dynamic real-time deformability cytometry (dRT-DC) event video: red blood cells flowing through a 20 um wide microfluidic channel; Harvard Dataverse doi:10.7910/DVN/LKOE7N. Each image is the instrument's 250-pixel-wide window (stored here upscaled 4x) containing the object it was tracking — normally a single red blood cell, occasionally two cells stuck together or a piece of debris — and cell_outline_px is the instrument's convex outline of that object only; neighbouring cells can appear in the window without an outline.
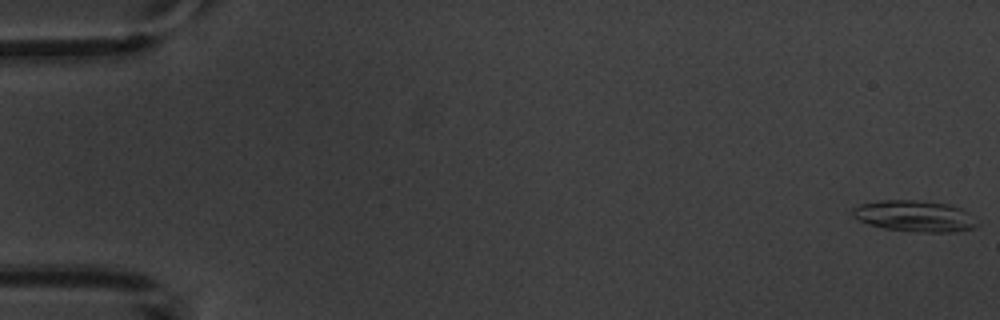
{"species": "common noctule bat (a hibernating species)", "species_latin": "Nyctalus noctula", "temperature_condition": "warm", "stored_images_in_passage": 4, "camera_frame_rate_fps": 3000, "um_per_image_px": 0.085, "animal": {"sex": "male", "body_mass_g": 20.1, "forearm_length_mm": 53.5}, "frame": {"image": 1, "passage_image": 1, "time_ms": 0.0, "image_size_px": [1000, 320], "cell_outline_px": [[980, 224], [976, 228], [956, 232], [924, 232], [884, 228], [868, 224], [852, 216], [852, 208], [860, 204], [880, 200], [916, 200], [948, 204], [964, 208]], "centroid_in_image_um": [77.8, 18.36], "position_along_channel_um": 7.2, "area_um2": 22.83}}